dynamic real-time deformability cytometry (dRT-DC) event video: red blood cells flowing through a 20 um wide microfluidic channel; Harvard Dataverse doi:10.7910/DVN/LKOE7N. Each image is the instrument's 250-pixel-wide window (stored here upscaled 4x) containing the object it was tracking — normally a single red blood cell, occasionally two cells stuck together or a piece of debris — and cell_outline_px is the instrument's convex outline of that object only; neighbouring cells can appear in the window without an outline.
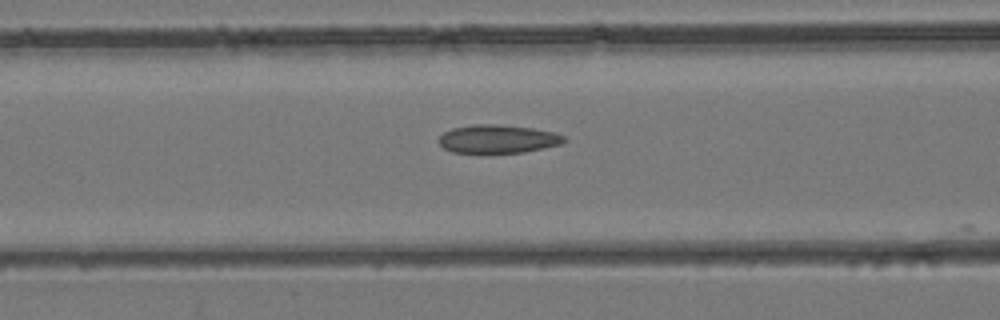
{"species": "common noctule bat (a hibernating species)", "species_latin": "Nyctalus noctula", "temperature_condition": "room temperature", "stored_images_in_passage": 5, "camera_frame_rate_fps": 3000, "um_per_image_px": 0.085, "animal": {"sex": "female", "body_mass_g": 24.6, "forearm_length_mm": 56.2}, "frame": {"image": 1, "passage_image": 4, "time_ms": 1.0, "image_size_px": [1000, 320], "cell_outline_px": [[568, 140], [560, 144], [544, 148], [524, 152], [452, 152], [444, 148], [440, 144], [440, 136], [444, 132], [452, 128], [472, 124], [496, 124], [532, 128], [556, 132], [564, 136]], "centroid_in_image_um": [42.35, 11.8], "position_along_channel_um": 124.3, "area_um2": 20.58}}